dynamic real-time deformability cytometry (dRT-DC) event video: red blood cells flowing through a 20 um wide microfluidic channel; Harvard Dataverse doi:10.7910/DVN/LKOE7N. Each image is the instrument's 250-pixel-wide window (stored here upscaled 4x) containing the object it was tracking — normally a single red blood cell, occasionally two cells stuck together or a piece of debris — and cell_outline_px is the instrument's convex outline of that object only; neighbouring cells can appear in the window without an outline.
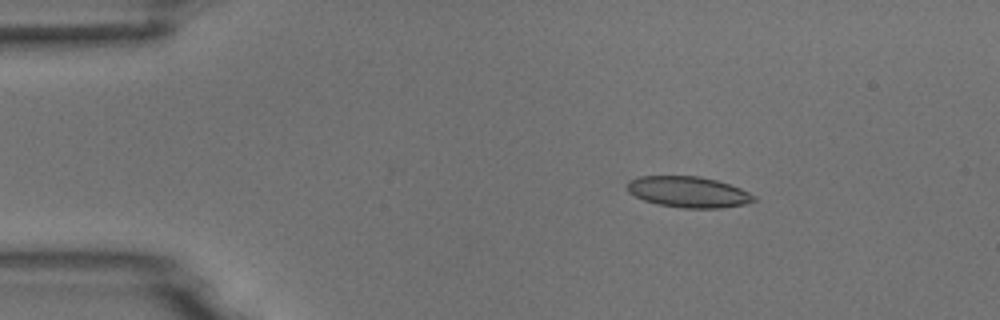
{"species": "common noctule bat (a hibernating species)", "species_latin": "Nyctalus noctula", "temperature_condition": "room temperature", "stored_images_in_passage": 5, "camera_frame_rate_fps": 3000, "um_per_image_px": 0.085, "animal": {"sex": "male", "body_mass_g": 18.8}, "frame": {"image": 1, "passage_image": 3, "time_ms": 2.333, "image_size_px": [1000, 320], "cell_outline_px": [[756, 200], [744, 204], [720, 208], [680, 208], [660, 204], [644, 200], [628, 192], [628, 180], [640, 176], [700, 176], [716, 180], [740, 188], [756, 196]], "centroid_in_image_um": [58.51, 16.31], "position_along_channel_um": 26.5, "area_um2": 22.72}}
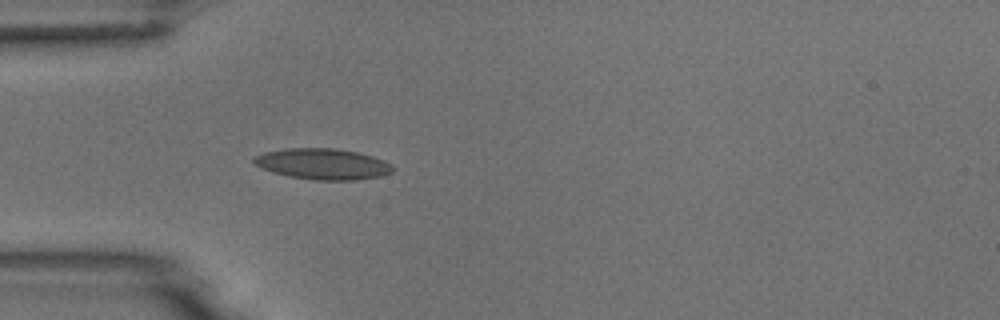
{"frame": {"image": 2, "passage_image": 5, "time_ms": 4.667, "image_size_px": [1000, 320], "cell_outline_px": [[396, 168], [392, 172], [380, 176], [356, 180], [312, 180], [288, 176], [272, 172], [260, 168], [252, 160], [256, 156], [264, 152], [284, 148], [336, 148], [356, 152], [372, 156], [384, 160], [392, 164]], "centroid_in_image_um": [27.45, 13.94], "position_along_channel_um": 57.6, "area_um2": 25.2}}